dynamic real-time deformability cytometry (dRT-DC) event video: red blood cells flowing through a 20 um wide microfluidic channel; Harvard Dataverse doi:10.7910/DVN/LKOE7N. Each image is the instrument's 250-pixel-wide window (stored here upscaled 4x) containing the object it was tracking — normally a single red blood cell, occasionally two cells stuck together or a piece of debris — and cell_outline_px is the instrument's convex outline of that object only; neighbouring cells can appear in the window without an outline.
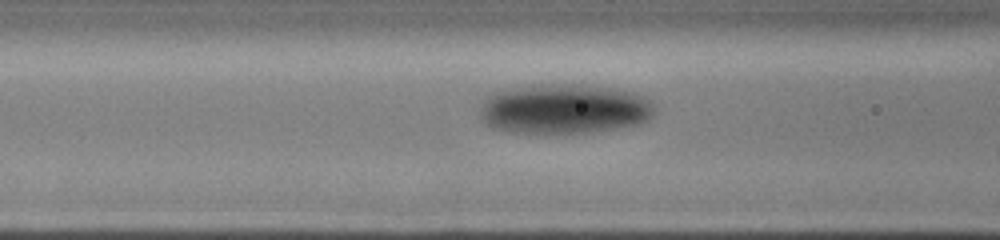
{"species": "human", "species_latin": "Homo sapiens", "temperature_condition": "cold", "stored_images_in_passage": 32, "camera_frame_rate_fps": 3000, "um_per_image_px": 0.085, "donor": {"sex": "male"}, "frame": {"image": 1, "passage_image": 4, "time_ms": 1.0, "image_size_px": [1000, 240], "cell_outline_px": [[652, 116], [648, 120], [640, 124], [588, 132], [512, 132], [492, 128], [480, 116], [480, 108], [484, 100], [492, 92], [504, 88], [536, 84], [584, 84], [612, 88], [632, 92], [644, 96], [652, 100]], "centroid_in_image_um": [47.93, 9.22], "position_along_channel_um": 118.7, "area_um2": 50.81}}
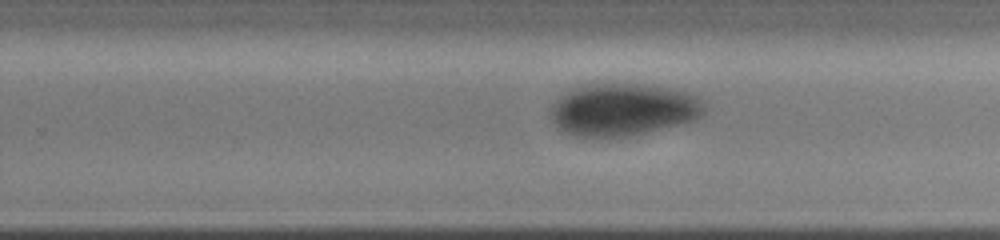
{"frame": {"image": 2, "passage_image": 20, "time_ms": 4.667, "image_size_px": [1000, 240], "cell_outline_px": [[704, 112], [696, 120], [640, 132], [620, 136], [572, 136], [560, 128], [548, 116], [548, 108], [560, 96], [572, 88], [580, 84], [608, 80], [652, 84], [688, 92], [700, 96], [704, 104]], "centroid_in_image_um": [52.91, 9.22], "position_along_channel_um": 276.9, "area_um2": 47.86}}
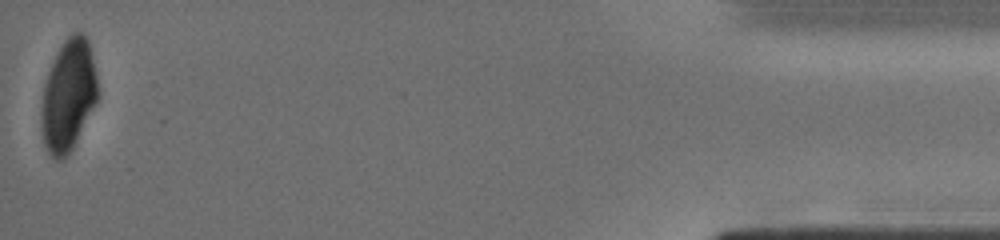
{"frame": {"image": 3, "passage_image": 31, "time_ms": 10.0, "image_size_px": [1000, 240], "cell_outline_px": [[100, 92], [72, 148], [64, 160], [56, 160], [48, 152], [44, 144], [40, 120], [40, 112], [44, 84], [48, 72], [64, 40], [72, 32], [84, 32], [88, 40], [96, 72]], "centroid_in_image_um": [5.8, 8.1], "position_along_channel_um": 429.4, "area_um2": 36.47}}